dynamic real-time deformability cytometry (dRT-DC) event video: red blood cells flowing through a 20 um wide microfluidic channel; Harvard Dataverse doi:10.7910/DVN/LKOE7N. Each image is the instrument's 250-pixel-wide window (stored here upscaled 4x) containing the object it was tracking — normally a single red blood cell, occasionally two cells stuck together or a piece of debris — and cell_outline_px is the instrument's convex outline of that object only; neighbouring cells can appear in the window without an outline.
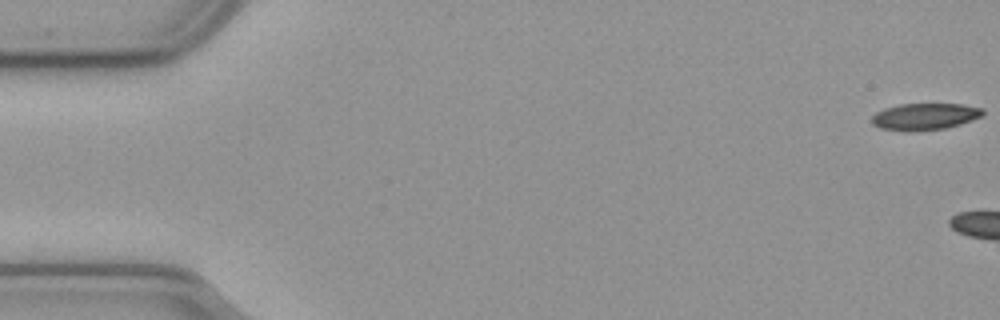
{"species": "common noctule bat (a hibernating species)", "species_latin": "Nyctalus noctula", "temperature_condition": "cold", "stored_images_in_passage": 16, "camera_frame_rate_fps": 3000, "um_per_image_px": 0.085, "animal": {"sex": "male", "body_mass_g": 23.1, "forearm_length_mm": 52.7}, "frame": {"image": 1, "passage_image": 1, "time_ms": 0.0, "image_size_px": [1000, 320], "cell_outline_px": [[984, 116], [960, 124], [944, 128], [912, 132], [904, 132], [880, 128], [872, 124], [872, 116], [876, 112], [884, 108], [900, 104], [964, 104], [984, 108]], "centroid_in_image_um": [78.61, 9.91], "position_along_channel_um": 6.4, "area_um2": 17.57}}
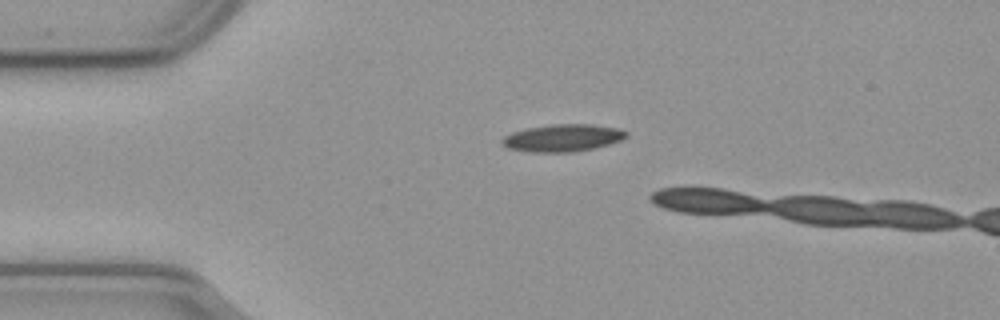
{"frame": {"image": 2, "passage_image": 13, "time_ms": 4.0, "image_size_px": [1000, 320], "cell_outline_px": [[628, 136], [620, 140], [608, 144], [592, 148], [572, 152], [532, 152], [508, 148], [500, 140], [504, 136], [512, 132], [528, 128], [552, 124], [592, 124], [616, 128], [628, 132]], "centroid_in_image_um": [47.82, 11.71], "position_along_channel_um": 37.2, "area_um2": 19.54}}